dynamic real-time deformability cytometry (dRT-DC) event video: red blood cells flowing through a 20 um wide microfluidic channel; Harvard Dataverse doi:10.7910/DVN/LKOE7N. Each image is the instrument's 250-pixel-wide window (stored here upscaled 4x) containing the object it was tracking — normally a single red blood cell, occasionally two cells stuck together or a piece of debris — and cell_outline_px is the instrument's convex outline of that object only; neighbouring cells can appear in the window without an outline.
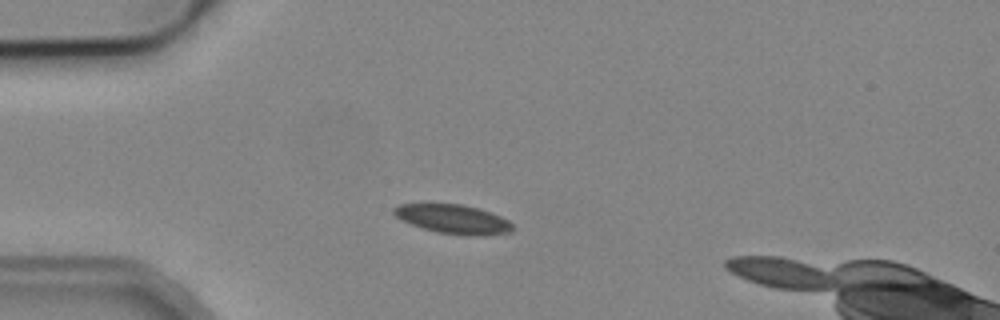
{"species": "common noctule bat (a hibernating species)", "species_latin": "Nyctalus noctula", "temperature_condition": "cold", "stored_images_in_passage": 3, "camera_frame_rate_fps": 3000, "um_per_image_px": 0.085, "animal": {"sex": "male", "body_mass_g": 19.2, "forearm_length_mm": 51.8}, "frame": {"image": 1, "passage_image": 2, "time_ms": 1.333, "image_size_px": [1000, 320], "cell_outline_px": [[512, 232], [488, 236], [464, 236], [436, 232], [412, 224], [396, 216], [392, 212], [392, 208], [400, 204], [464, 204], [480, 208], [492, 212], [508, 220], [512, 224]], "centroid_in_image_um": [38.58, 18.63], "position_along_channel_um": 46.4, "area_um2": 20.35}}